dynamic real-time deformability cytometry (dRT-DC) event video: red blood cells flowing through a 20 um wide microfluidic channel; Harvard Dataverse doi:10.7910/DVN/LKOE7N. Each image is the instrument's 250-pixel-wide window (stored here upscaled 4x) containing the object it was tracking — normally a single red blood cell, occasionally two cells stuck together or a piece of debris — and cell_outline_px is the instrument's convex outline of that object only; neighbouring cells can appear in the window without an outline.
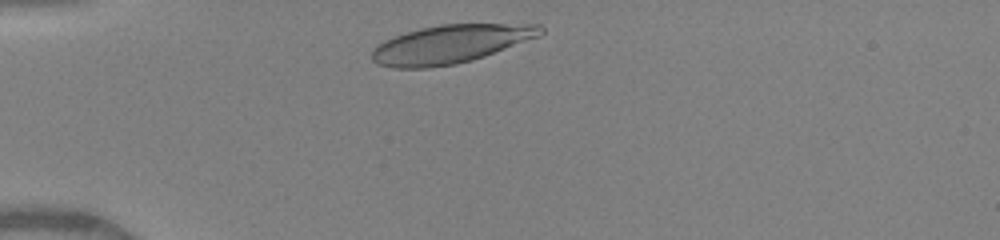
{"species": "human", "species_latin": "Homo sapiens", "temperature_condition": "warm", "stored_images_in_passage": 31, "camera_frame_rate_fps": 3000, "um_per_image_px": 0.085, "donor": {"sex": "female"}, "frame": {"image": 1, "passage_image": 2, "time_ms": 0.333, "image_size_px": [1000, 240], "cell_outline_px": [[544, 32], [540, 36], [484, 56], [472, 60], [456, 64], [428, 68], [392, 68], [376, 64], [372, 60], [372, 52], [384, 40], [420, 28], [440, 24], [540, 24], [544, 28]], "centroid_in_image_um": [38.31, 3.75], "position_along_channel_um": 46.7, "area_um2": 37.57}}
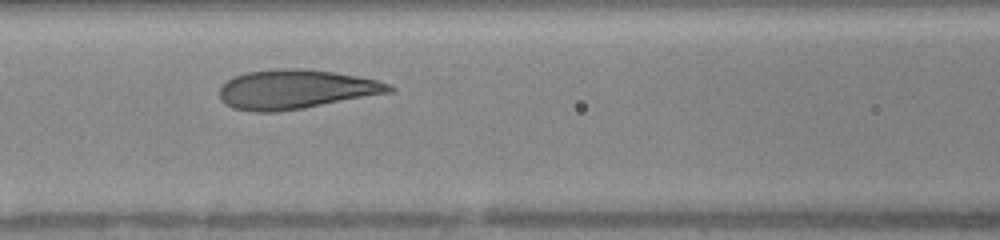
{"frame": {"image": 2, "passage_image": 11, "time_ms": 3.333, "image_size_px": [1000, 240], "cell_outline_px": [[396, 88], [392, 92], [304, 108], [276, 112], [252, 112], [232, 108], [224, 104], [220, 100], [220, 88], [228, 80], [244, 72], [276, 68], [304, 68], [332, 72], [356, 76], [376, 80], [392, 84]], "centroid_in_image_um": [25.13, 7.59], "position_along_channel_um": 141.5, "area_um2": 39.02}}
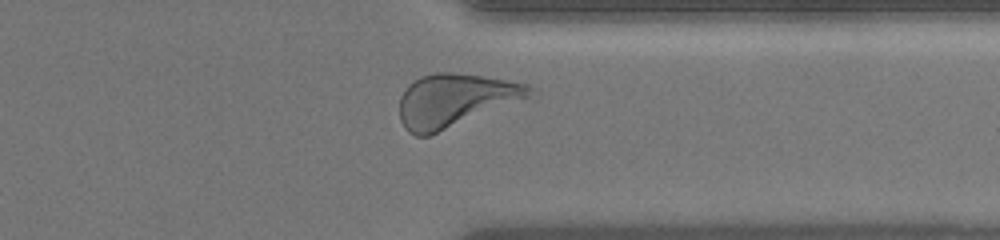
{"frame": {"image": 3, "passage_image": 28, "time_ms": 9.0, "image_size_px": [1000, 240], "cell_outline_px": [[536, 96], [428, 136], [416, 136], [408, 132], [404, 128], [400, 120], [400, 96], [404, 88], [408, 84], [420, 76], [436, 72], [448, 72], [480, 76], [528, 84], [536, 88]], "centroid_in_image_um": [38.71, 8.53], "position_along_channel_um": 372.7, "area_um2": 40.69}, "authors_computed_cell_mechanics": {"area_um2": 38.437, "velocity_mm_per_s": 4.0883, "shape_relaxation_time_tau1_ms": 2.8963, "shape_relaxation_time_tau2_ms": null, "deformation_change_tau1": 0.1686, "deformation_change_tau2": null}}